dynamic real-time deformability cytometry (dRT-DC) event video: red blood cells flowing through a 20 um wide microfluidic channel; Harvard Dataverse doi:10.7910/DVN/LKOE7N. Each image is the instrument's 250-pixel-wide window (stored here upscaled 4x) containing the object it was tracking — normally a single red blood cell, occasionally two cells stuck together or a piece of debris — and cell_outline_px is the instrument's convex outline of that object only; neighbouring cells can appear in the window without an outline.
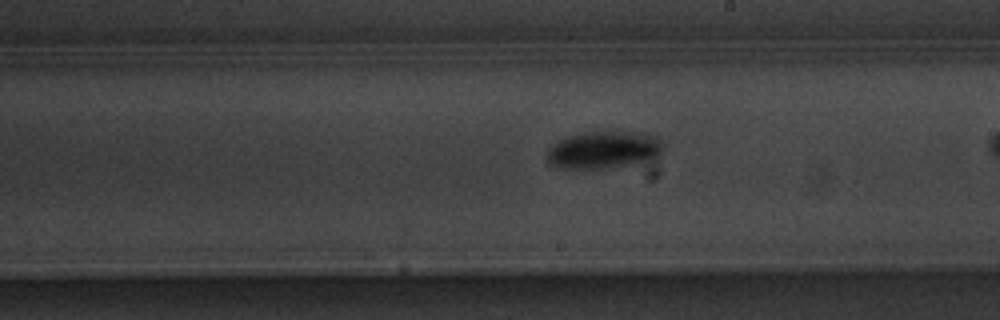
{"species": "common noctule bat (a hibernating species)", "species_latin": "Nyctalus noctula", "temperature_condition": "warm", "stored_images_in_passage": 41, "camera_frame_rate_fps": 3000, "um_per_image_px": 0.085, "animal": {"sex": "male", "body_mass_g": 20.1, "forearm_length_mm": 53.5}, "frame": {"image": 1, "passage_image": 30, "time_ms": 9.667, "image_size_px": [1000, 320], "cell_outline_px": [[664, 152], [660, 156], [632, 164], [604, 168], [560, 168], [548, 156], [548, 148], [552, 144], [568, 136], [584, 132], [604, 128], [636, 132], [660, 136], [664, 144]], "centroid_in_image_um": [51.43, 12.67], "position_along_channel_um": 237.6, "area_um2": 25.84}}